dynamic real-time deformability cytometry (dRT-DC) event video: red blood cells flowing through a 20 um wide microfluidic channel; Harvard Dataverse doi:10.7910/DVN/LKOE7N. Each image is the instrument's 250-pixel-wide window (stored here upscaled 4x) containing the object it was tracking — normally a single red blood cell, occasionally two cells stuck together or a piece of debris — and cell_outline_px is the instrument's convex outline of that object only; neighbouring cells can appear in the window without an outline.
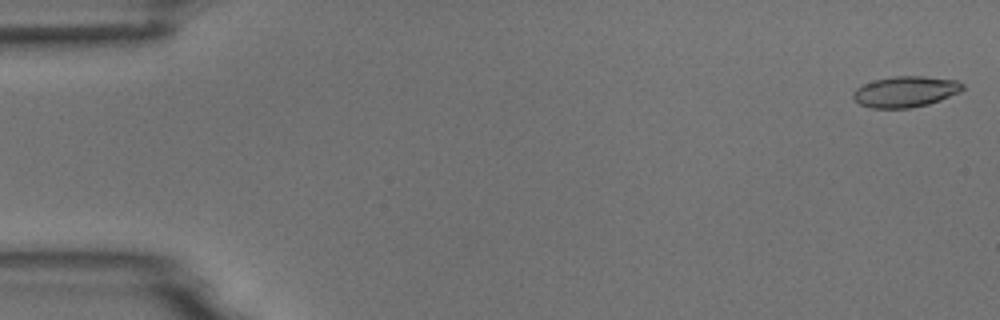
{"species": "common noctule bat (a hibernating species)", "species_latin": "Nyctalus noctula", "temperature_condition": "room temperature", "stored_images_in_passage": 6, "segment_of_instrument_passage": [1, 2], "camera_frame_rate_fps": 3000, "um_per_image_px": 0.085, "animal": {"sex": "male", "body_mass_g": 18.8}, "frame": {"image": 1, "passage_image": 1, "time_ms": 0.0, "image_size_px": [1000, 320], "cell_outline_px": [[964, 88], [960, 92], [940, 100], [928, 104], [908, 108], [872, 108], [860, 104], [852, 96], [852, 92], [856, 88], [864, 84], [876, 80], [896, 76], [924, 76], [956, 80], [964, 84]], "centroid_in_image_um": [76.98, 7.79], "position_along_channel_um": 8.0, "area_um2": 19.59}}
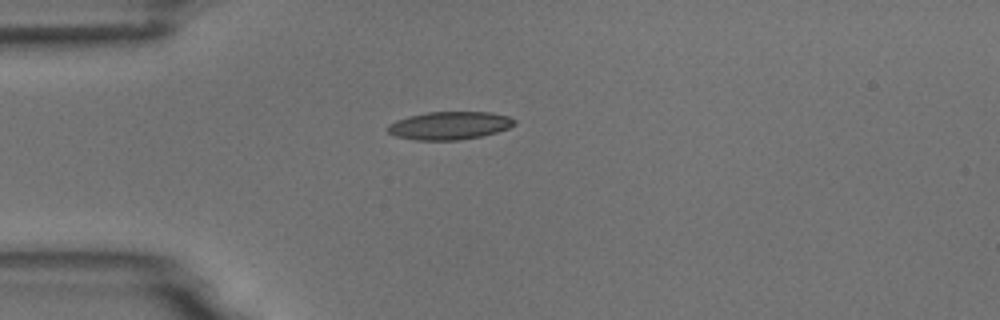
{"frame": {"image": 2, "passage_image": 5, "time_ms": 4.333, "image_size_px": [1000, 320], "cell_outline_px": [[516, 124], [508, 128], [496, 132], [480, 136], [460, 140], [416, 140], [396, 136], [388, 132], [388, 124], [396, 120], [408, 116], [428, 112], [492, 112], [508, 116], [516, 120]], "centroid_in_image_um": [38.22, 10.67], "position_along_channel_um": 46.8, "area_um2": 20.63}}